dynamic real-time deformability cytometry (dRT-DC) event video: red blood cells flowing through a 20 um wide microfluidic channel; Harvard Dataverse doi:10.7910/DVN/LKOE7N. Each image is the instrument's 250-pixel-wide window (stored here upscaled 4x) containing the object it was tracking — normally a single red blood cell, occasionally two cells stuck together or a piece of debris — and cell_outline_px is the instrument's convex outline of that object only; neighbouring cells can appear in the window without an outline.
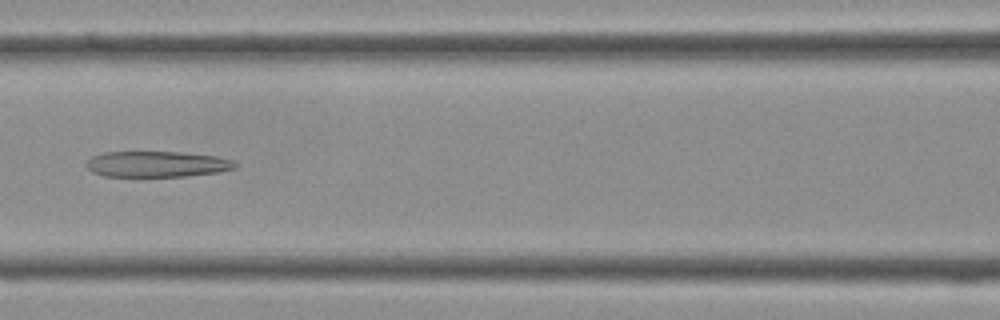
{"species": "Egyptian fruit bat (a non-hibernating species)", "species_latin": "Rousettus aegyptiacus", "temperature_condition": "cold", "stored_images_in_passage": 41, "camera_frame_rate_fps": 3000, "um_per_image_px": 0.085, "frame": {"image": 1, "passage_image": 18, "time_ms": 5.667, "image_size_px": [1000, 320], "cell_outline_px": [[240, 164], [236, 168], [216, 172], [188, 176], [104, 176], [92, 172], [84, 164], [92, 156], [104, 152], [180, 152], [216, 156], [232, 160]], "centroid_in_image_um": [13.34, 13.95], "position_along_channel_um": 153.3, "area_um2": 22.43}}
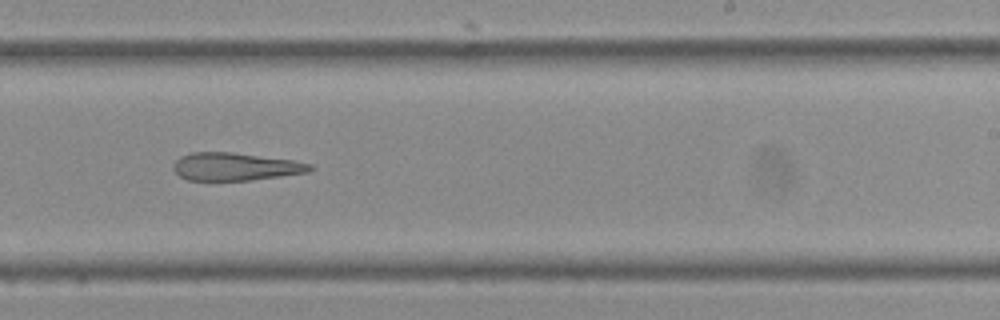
{"frame": {"image": 2, "passage_image": 25, "time_ms": 8.0, "image_size_px": [1000, 320], "cell_outline_px": [[316, 168], [308, 172], [280, 176], [248, 180], [188, 180], [180, 176], [172, 168], [172, 164], [180, 156], [192, 152], [232, 152], [292, 160], [312, 164]], "centroid_in_image_um": [19.99, 14.16], "position_along_channel_um": 269.0, "area_um2": 22.08}}
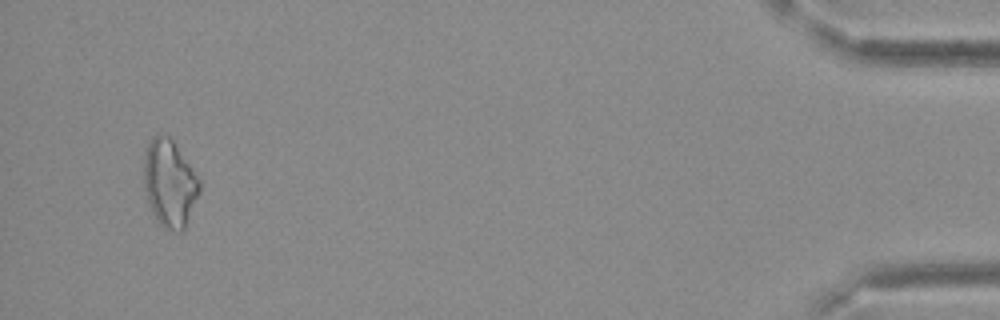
{"frame": {"image": 3, "passage_image": 39, "time_ms": 12.667, "image_size_px": [1000, 320], "cell_outline_px": [[200, 192], [184, 228], [180, 232], [164, 228], [156, 220], [148, 204], [144, 188], [144, 160], [148, 144], [160, 132], [168, 136], [172, 140], [200, 176]], "centroid_in_image_um": [14.43, 15.58], "position_along_channel_um": 420.8, "area_um2": 28.32}}